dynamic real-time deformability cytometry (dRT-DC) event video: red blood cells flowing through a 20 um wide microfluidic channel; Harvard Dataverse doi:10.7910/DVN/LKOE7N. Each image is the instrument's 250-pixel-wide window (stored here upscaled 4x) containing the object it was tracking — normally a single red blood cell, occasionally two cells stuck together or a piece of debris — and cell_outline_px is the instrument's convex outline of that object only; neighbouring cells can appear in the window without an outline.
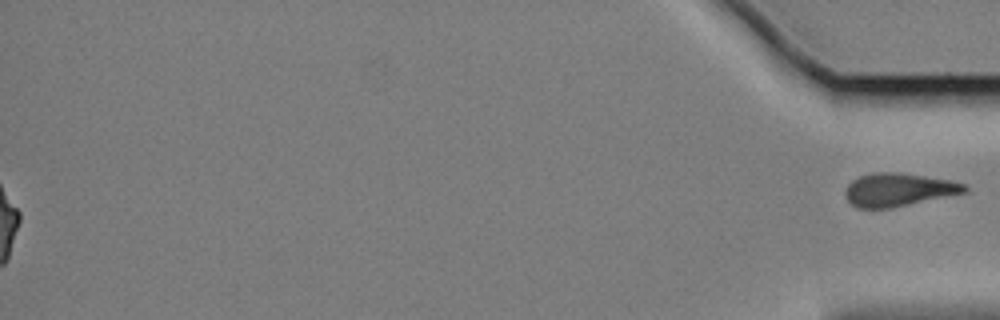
{"species": "Egyptian fruit bat (a non-hibernating species)", "species_latin": "Rousettus aegyptiacus", "temperature_condition": "cold", "stored_images_in_passage": 60, "segment_of_instrument_passage": [2, 2], "camera_frame_rate_fps": 3000, "um_per_image_px": 0.085, "animal": {"sex": "female"}, "frame": {"image": 1, "passage_image": 60, "time_ms": 19.667, "image_size_px": [1000, 320], "cell_outline_px": [[968, 192], [892, 208], [856, 208], [844, 196], [844, 192], [848, 184], [852, 180], [860, 176], [872, 172], [900, 172], [948, 180], [964, 184], [968, 188]], "centroid_in_image_um": [76.35, 16.13], "position_along_channel_um": 358.9, "area_um2": 23.12}}